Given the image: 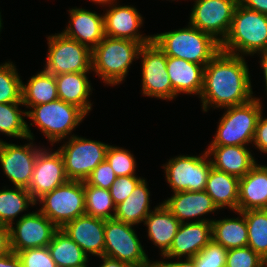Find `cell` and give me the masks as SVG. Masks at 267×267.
<instances>
[{
    "instance_id": "cell-1",
    "label": "cell",
    "mask_w": 267,
    "mask_h": 267,
    "mask_svg": "<svg viewBox=\"0 0 267 267\" xmlns=\"http://www.w3.org/2000/svg\"><path fill=\"white\" fill-rule=\"evenodd\" d=\"M244 56L220 52L205 66L199 96L202 113L242 105L254 98L250 69Z\"/></svg>"
},
{
    "instance_id": "cell-2",
    "label": "cell",
    "mask_w": 267,
    "mask_h": 267,
    "mask_svg": "<svg viewBox=\"0 0 267 267\" xmlns=\"http://www.w3.org/2000/svg\"><path fill=\"white\" fill-rule=\"evenodd\" d=\"M86 116L79 107L60 99L35 105L26 112L27 119L33 121L29 122L30 125L27 123L28 136L36 139L30 128L35 125L53 147L54 144L76 135L73 131H76V127L78 128Z\"/></svg>"
},
{
    "instance_id": "cell-3",
    "label": "cell",
    "mask_w": 267,
    "mask_h": 267,
    "mask_svg": "<svg viewBox=\"0 0 267 267\" xmlns=\"http://www.w3.org/2000/svg\"><path fill=\"white\" fill-rule=\"evenodd\" d=\"M221 51L251 57L267 50V15L238 3Z\"/></svg>"
},
{
    "instance_id": "cell-4",
    "label": "cell",
    "mask_w": 267,
    "mask_h": 267,
    "mask_svg": "<svg viewBox=\"0 0 267 267\" xmlns=\"http://www.w3.org/2000/svg\"><path fill=\"white\" fill-rule=\"evenodd\" d=\"M153 41L166 56L178 57L206 66L219 52L220 43L211 35L188 25L170 31L154 33Z\"/></svg>"
},
{
    "instance_id": "cell-5",
    "label": "cell",
    "mask_w": 267,
    "mask_h": 267,
    "mask_svg": "<svg viewBox=\"0 0 267 267\" xmlns=\"http://www.w3.org/2000/svg\"><path fill=\"white\" fill-rule=\"evenodd\" d=\"M142 46L139 42L105 36L92 50L93 76H98L105 87L122 84Z\"/></svg>"
},
{
    "instance_id": "cell-6",
    "label": "cell",
    "mask_w": 267,
    "mask_h": 267,
    "mask_svg": "<svg viewBox=\"0 0 267 267\" xmlns=\"http://www.w3.org/2000/svg\"><path fill=\"white\" fill-rule=\"evenodd\" d=\"M263 105L262 98L254 95L245 104L223 108V115L216 122L215 136L207 146L251 147L257 120L265 109Z\"/></svg>"
},
{
    "instance_id": "cell-7",
    "label": "cell",
    "mask_w": 267,
    "mask_h": 267,
    "mask_svg": "<svg viewBox=\"0 0 267 267\" xmlns=\"http://www.w3.org/2000/svg\"><path fill=\"white\" fill-rule=\"evenodd\" d=\"M47 54L43 69L56 76L63 73L92 72V50L60 33L46 35Z\"/></svg>"
},
{
    "instance_id": "cell-8",
    "label": "cell",
    "mask_w": 267,
    "mask_h": 267,
    "mask_svg": "<svg viewBox=\"0 0 267 267\" xmlns=\"http://www.w3.org/2000/svg\"><path fill=\"white\" fill-rule=\"evenodd\" d=\"M62 143L57 149L63 157L68 180L82 182L106 159V152L110 145L77 134L63 140Z\"/></svg>"
},
{
    "instance_id": "cell-9",
    "label": "cell",
    "mask_w": 267,
    "mask_h": 267,
    "mask_svg": "<svg viewBox=\"0 0 267 267\" xmlns=\"http://www.w3.org/2000/svg\"><path fill=\"white\" fill-rule=\"evenodd\" d=\"M37 208L58 228L76 219L85 212L84 182L68 180L51 192L44 194L36 202Z\"/></svg>"
},
{
    "instance_id": "cell-10",
    "label": "cell",
    "mask_w": 267,
    "mask_h": 267,
    "mask_svg": "<svg viewBox=\"0 0 267 267\" xmlns=\"http://www.w3.org/2000/svg\"><path fill=\"white\" fill-rule=\"evenodd\" d=\"M201 152L199 155L180 154L170 157L161 165L171 192L205 190L212 164L206 150Z\"/></svg>"
},
{
    "instance_id": "cell-11",
    "label": "cell",
    "mask_w": 267,
    "mask_h": 267,
    "mask_svg": "<svg viewBox=\"0 0 267 267\" xmlns=\"http://www.w3.org/2000/svg\"><path fill=\"white\" fill-rule=\"evenodd\" d=\"M134 225L115 219L105 220L104 256L127 263L132 267H150L151 261L138 238Z\"/></svg>"
},
{
    "instance_id": "cell-12",
    "label": "cell",
    "mask_w": 267,
    "mask_h": 267,
    "mask_svg": "<svg viewBox=\"0 0 267 267\" xmlns=\"http://www.w3.org/2000/svg\"><path fill=\"white\" fill-rule=\"evenodd\" d=\"M141 61V94L162 100L172 101V84L167 73V56L154 42L143 45L139 51Z\"/></svg>"
},
{
    "instance_id": "cell-13",
    "label": "cell",
    "mask_w": 267,
    "mask_h": 267,
    "mask_svg": "<svg viewBox=\"0 0 267 267\" xmlns=\"http://www.w3.org/2000/svg\"><path fill=\"white\" fill-rule=\"evenodd\" d=\"M193 2L188 23L211 35L221 44L229 32L239 0H193Z\"/></svg>"
},
{
    "instance_id": "cell-14",
    "label": "cell",
    "mask_w": 267,
    "mask_h": 267,
    "mask_svg": "<svg viewBox=\"0 0 267 267\" xmlns=\"http://www.w3.org/2000/svg\"><path fill=\"white\" fill-rule=\"evenodd\" d=\"M26 140L27 143L18 145L0 139V167L13 187L27 189L32 179L38 152L44 145L35 144L32 138Z\"/></svg>"
},
{
    "instance_id": "cell-15",
    "label": "cell",
    "mask_w": 267,
    "mask_h": 267,
    "mask_svg": "<svg viewBox=\"0 0 267 267\" xmlns=\"http://www.w3.org/2000/svg\"><path fill=\"white\" fill-rule=\"evenodd\" d=\"M36 210L29 211L28 214L8 227L10 248L14 253L29 248L48 246L55 232L59 229L37 209V206Z\"/></svg>"
},
{
    "instance_id": "cell-16",
    "label": "cell",
    "mask_w": 267,
    "mask_h": 267,
    "mask_svg": "<svg viewBox=\"0 0 267 267\" xmlns=\"http://www.w3.org/2000/svg\"><path fill=\"white\" fill-rule=\"evenodd\" d=\"M120 1L102 8L104 15L105 36L126 39L146 45L153 41V35H145L140 30L144 16L133 5H120ZM105 9V11H104Z\"/></svg>"
},
{
    "instance_id": "cell-17",
    "label": "cell",
    "mask_w": 267,
    "mask_h": 267,
    "mask_svg": "<svg viewBox=\"0 0 267 267\" xmlns=\"http://www.w3.org/2000/svg\"><path fill=\"white\" fill-rule=\"evenodd\" d=\"M68 181L64 160L58 149L43 147L35 160L31 182L27 188L36 202L44 194Z\"/></svg>"
},
{
    "instance_id": "cell-18",
    "label": "cell",
    "mask_w": 267,
    "mask_h": 267,
    "mask_svg": "<svg viewBox=\"0 0 267 267\" xmlns=\"http://www.w3.org/2000/svg\"><path fill=\"white\" fill-rule=\"evenodd\" d=\"M172 194L162 203L180 223L212 222L214 217L209 218L208 215H215L220 211L205 190L179 191Z\"/></svg>"
},
{
    "instance_id": "cell-19",
    "label": "cell",
    "mask_w": 267,
    "mask_h": 267,
    "mask_svg": "<svg viewBox=\"0 0 267 267\" xmlns=\"http://www.w3.org/2000/svg\"><path fill=\"white\" fill-rule=\"evenodd\" d=\"M69 20L62 34L93 50L105 37L104 15L84 7L67 10Z\"/></svg>"
},
{
    "instance_id": "cell-20",
    "label": "cell",
    "mask_w": 267,
    "mask_h": 267,
    "mask_svg": "<svg viewBox=\"0 0 267 267\" xmlns=\"http://www.w3.org/2000/svg\"><path fill=\"white\" fill-rule=\"evenodd\" d=\"M63 231L89 256L101 257L105 247V220L87 214L67 222Z\"/></svg>"
},
{
    "instance_id": "cell-21",
    "label": "cell",
    "mask_w": 267,
    "mask_h": 267,
    "mask_svg": "<svg viewBox=\"0 0 267 267\" xmlns=\"http://www.w3.org/2000/svg\"><path fill=\"white\" fill-rule=\"evenodd\" d=\"M212 240L211 222L181 223L163 257L193 258Z\"/></svg>"
},
{
    "instance_id": "cell-22",
    "label": "cell",
    "mask_w": 267,
    "mask_h": 267,
    "mask_svg": "<svg viewBox=\"0 0 267 267\" xmlns=\"http://www.w3.org/2000/svg\"><path fill=\"white\" fill-rule=\"evenodd\" d=\"M166 68L172 84V101L182 94L199 98L203 88L205 66L167 56Z\"/></svg>"
},
{
    "instance_id": "cell-23",
    "label": "cell",
    "mask_w": 267,
    "mask_h": 267,
    "mask_svg": "<svg viewBox=\"0 0 267 267\" xmlns=\"http://www.w3.org/2000/svg\"><path fill=\"white\" fill-rule=\"evenodd\" d=\"M205 150L213 168L239 179L258 161L254 151L246 146H207Z\"/></svg>"
},
{
    "instance_id": "cell-24",
    "label": "cell",
    "mask_w": 267,
    "mask_h": 267,
    "mask_svg": "<svg viewBox=\"0 0 267 267\" xmlns=\"http://www.w3.org/2000/svg\"><path fill=\"white\" fill-rule=\"evenodd\" d=\"M267 209V168L257 162L239 179L238 211Z\"/></svg>"
},
{
    "instance_id": "cell-25",
    "label": "cell",
    "mask_w": 267,
    "mask_h": 267,
    "mask_svg": "<svg viewBox=\"0 0 267 267\" xmlns=\"http://www.w3.org/2000/svg\"><path fill=\"white\" fill-rule=\"evenodd\" d=\"M143 224L147 230L145 232L148 240L159 249V255L163 256L169 250L181 223L162 202H159V205L147 215Z\"/></svg>"
},
{
    "instance_id": "cell-26",
    "label": "cell",
    "mask_w": 267,
    "mask_h": 267,
    "mask_svg": "<svg viewBox=\"0 0 267 267\" xmlns=\"http://www.w3.org/2000/svg\"><path fill=\"white\" fill-rule=\"evenodd\" d=\"M89 73L92 72L63 73L55 76L58 99L79 107L87 115L93 110L94 104L90 98L94 88L89 80Z\"/></svg>"
},
{
    "instance_id": "cell-27",
    "label": "cell",
    "mask_w": 267,
    "mask_h": 267,
    "mask_svg": "<svg viewBox=\"0 0 267 267\" xmlns=\"http://www.w3.org/2000/svg\"><path fill=\"white\" fill-rule=\"evenodd\" d=\"M147 178H143L134 188L133 192L120 204L115 206L114 219L120 222L137 226L144 222L147 215L156 206H151L152 196Z\"/></svg>"
},
{
    "instance_id": "cell-28",
    "label": "cell",
    "mask_w": 267,
    "mask_h": 267,
    "mask_svg": "<svg viewBox=\"0 0 267 267\" xmlns=\"http://www.w3.org/2000/svg\"><path fill=\"white\" fill-rule=\"evenodd\" d=\"M239 178L211 168L205 191L219 210L238 211Z\"/></svg>"
},
{
    "instance_id": "cell-29",
    "label": "cell",
    "mask_w": 267,
    "mask_h": 267,
    "mask_svg": "<svg viewBox=\"0 0 267 267\" xmlns=\"http://www.w3.org/2000/svg\"><path fill=\"white\" fill-rule=\"evenodd\" d=\"M237 216L214 218L211 222L212 241L227 250L248 245V229L245 216L240 211H232Z\"/></svg>"
},
{
    "instance_id": "cell-30",
    "label": "cell",
    "mask_w": 267,
    "mask_h": 267,
    "mask_svg": "<svg viewBox=\"0 0 267 267\" xmlns=\"http://www.w3.org/2000/svg\"><path fill=\"white\" fill-rule=\"evenodd\" d=\"M57 83L55 76L43 68L29 77L27 83L22 80V103L26 112L35 105L57 100Z\"/></svg>"
},
{
    "instance_id": "cell-31",
    "label": "cell",
    "mask_w": 267,
    "mask_h": 267,
    "mask_svg": "<svg viewBox=\"0 0 267 267\" xmlns=\"http://www.w3.org/2000/svg\"><path fill=\"white\" fill-rule=\"evenodd\" d=\"M35 206V201L26 188L4 186L3 189H0V225L9 227L28 214L29 208Z\"/></svg>"
},
{
    "instance_id": "cell-32",
    "label": "cell",
    "mask_w": 267,
    "mask_h": 267,
    "mask_svg": "<svg viewBox=\"0 0 267 267\" xmlns=\"http://www.w3.org/2000/svg\"><path fill=\"white\" fill-rule=\"evenodd\" d=\"M51 258L57 267H81L89 265V256L61 228L48 244Z\"/></svg>"
},
{
    "instance_id": "cell-33",
    "label": "cell",
    "mask_w": 267,
    "mask_h": 267,
    "mask_svg": "<svg viewBox=\"0 0 267 267\" xmlns=\"http://www.w3.org/2000/svg\"><path fill=\"white\" fill-rule=\"evenodd\" d=\"M23 103L0 104V134L15 139L29 138L27 132L26 109Z\"/></svg>"
},
{
    "instance_id": "cell-34",
    "label": "cell",
    "mask_w": 267,
    "mask_h": 267,
    "mask_svg": "<svg viewBox=\"0 0 267 267\" xmlns=\"http://www.w3.org/2000/svg\"><path fill=\"white\" fill-rule=\"evenodd\" d=\"M248 229V245L267 261V209L242 211Z\"/></svg>"
},
{
    "instance_id": "cell-35",
    "label": "cell",
    "mask_w": 267,
    "mask_h": 267,
    "mask_svg": "<svg viewBox=\"0 0 267 267\" xmlns=\"http://www.w3.org/2000/svg\"><path fill=\"white\" fill-rule=\"evenodd\" d=\"M85 212L104 220L114 219L115 205L110 191L93 185H84Z\"/></svg>"
},
{
    "instance_id": "cell-36",
    "label": "cell",
    "mask_w": 267,
    "mask_h": 267,
    "mask_svg": "<svg viewBox=\"0 0 267 267\" xmlns=\"http://www.w3.org/2000/svg\"><path fill=\"white\" fill-rule=\"evenodd\" d=\"M11 60L0 64V104L22 103V76Z\"/></svg>"
},
{
    "instance_id": "cell-37",
    "label": "cell",
    "mask_w": 267,
    "mask_h": 267,
    "mask_svg": "<svg viewBox=\"0 0 267 267\" xmlns=\"http://www.w3.org/2000/svg\"><path fill=\"white\" fill-rule=\"evenodd\" d=\"M106 161L117 177L138 176L136 156L131 153V150L110 144L106 152Z\"/></svg>"
},
{
    "instance_id": "cell-38",
    "label": "cell",
    "mask_w": 267,
    "mask_h": 267,
    "mask_svg": "<svg viewBox=\"0 0 267 267\" xmlns=\"http://www.w3.org/2000/svg\"><path fill=\"white\" fill-rule=\"evenodd\" d=\"M226 256L227 249L211 240L192 259L196 267H225Z\"/></svg>"
},
{
    "instance_id": "cell-39",
    "label": "cell",
    "mask_w": 267,
    "mask_h": 267,
    "mask_svg": "<svg viewBox=\"0 0 267 267\" xmlns=\"http://www.w3.org/2000/svg\"><path fill=\"white\" fill-rule=\"evenodd\" d=\"M267 261L249 246L227 250L225 267H263Z\"/></svg>"
},
{
    "instance_id": "cell-40",
    "label": "cell",
    "mask_w": 267,
    "mask_h": 267,
    "mask_svg": "<svg viewBox=\"0 0 267 267\" xmlns=\"http://www.w3.org/2000/svg\"><path fill=\"white\" fill-rule=\"evenodd\" d=\"M22 267H57L48 247L29 248L17 253Z\"/></svg>"
},
{
    "instance_id": "cell-41",
    "label": "cell",
    "mask_w": 267,
    "mask_h": 267,
    "mask_svg": "<svg viewBox=\"0 0 267 267\" xmlns=\"http://www.w3.org/2000/svg\"><path fill=\"white\" fill-rule=\"evenodd\" d=\"M143 178L142 176H118L109 189L114 205L122 203Z\"/></svg>"
},
{
    "instance_id": "cell-42",
    "label": "cell",
    "mask_w": 267,
    "mask_h": 267,
    "mask_svg": "<svg viewBox=\"0 0 267 267\" xmlns=\"http://www.w3.org/2000/svg\"><path fill=\"white\" fill-rule=\"evenodd\" d=\"M117 179L113 169L106 159L101 162L84 181V185H93L109 190Z\"/></svg>"
},
{
    "instance_id": "cell-43",
    "label": "cell",
    "mask_w": 267,
    "mask_h": 267,
    "mask_svg": "<svg viewBox=\"0 0 267 267\" xmlns=\"http://www.w3.org/2000/svg\"><path fill=\"white\" fill-rule=\"evenodd\" d=\"M264 111L260 114L255 134L252 142V147H254L258 152L260 151L267 156V117L263 114Z\"/></svg>"
},
{
    "instance_id": "cell-44",
    "label": "cell",
    "mask_w": 267,
    "mask_h": 267,
    "mask_svg": "<svg viewBox=\"0 0 267 267\" xmlns=\"http://www.w3.org/2000/svg\"><path fill=\"white\" fill-rule=\"evenodd\" d=\"M160 258L162 259H159V261L157 259H153L151 261L150 267H196L195 262L192 258L172 259L163 256H161Z\"/></svg>"
},
{
    "instance_id": "cell-45",
    "label": "cell",
    "mask_w": 267,
    "mask_h": 267,
    "mask_svg": "<svg viewBox=\"0 0 267 267\" xmlns=\"http://www.w3.org/2000/svg\"><path fill=\"white\" fill-rule=\"evenodd\" d=\"M11 251L9 228L5 225H0V257Z\"/></svg>"
},
{
    "instance_id": "cell-46",
    "label": "cell",
    "mask_w": 267,
    "mask_h": 267,
    "mask_svg": "<svg viewBox=\"0 0 267 267\" xmlns=\"http://www.w3.org/2000/svg\"><path fill=\"white\" fill-rule=\"evenodd\" d=\"M248 9L267 15V0H239Z\"/></svg>"
},
{
    "instance_id": "cell-47",
    "label": "cell",
    "mask_w": 267,
    "mask_h": 267,
    "mask_svg": "<svg viewBox=\"0 0 267 267\" xmlns=\"http://www.w3.org/2000/svg\"><path fill=\"white\" fill-rule=\"evenodd\" d=\"M0 267H22V263L17 253L10 251L0 257Z\"/></svg>"
},
{
    "instance_id": "cell-48",
    "label": "cell",
    "mask_w": 267,
    "mask_h": 267,
    "mask_svg": "<svg viewBox=\"0 0 267 267\" xmlns=\"http://www.w3.org/2000/svg\"><path fill=\"white\" fill-rule=\"evenodd\" d=\"M259 57L260 60H258V63L260 64V68L262 70V76L264 77L263 81L265 83L264 87H265V94L267 95V50L259 52L258 54L254 55ZM267 97V96H265Z\"/></svg>"
},
{
    "instance_id": "cell-49",
    "label": "cell",
    "mask_w": 267,
    "mask_h": 267,
    "mask_svg": "<svg viewBox=\"0 0 267 267\" xmlns=\"http://www.w3.org/2000/svg\"><path fill=\"white\" fill-rule=\"evenodd\" d=\"M98 258L99 260L101 258L100 262H102L98 267H132L131 265L127 263L121 262L119 260L104 256V255Z\"/></svg>"
},
{
    "instance_id": "cell-50",
    "label": "cell",
    "mask_w": 267,
    "mask_h": 267,
    "mask_svg": "<svg viewBox=\"0 0 267 267\" xmlns=\"http://www.w3.org/2000/svg\"><path fill=\"white\" fill-rule=\"evenodd\" d=\"M89 1L92 2V4L94 3V5L106 8L112 5L113 3L118 2L119 0H89Z\"/></svg>"
},
{
    "instance_id": "cell-51",
    "label": "cell",
    "mask_w": 267,
    "mask_h": 267,
    "mask_svg": "<svg viewBox=\"0 0 267 267\" xmlns=\"http://www.w3.org/2000/svg\"><path fill=\"white\" fill-rule=\"evenodd\" d=\"M1 10V9H0ZM3 18H2V15H1V11H0V35H1V32H2V29H3ZM1 39V38H0Z\"/></svg>"
},
{
    "instance_id": "cell-52",
    "label": "cell",
    "mask_w": 267,
    "mask_h": 267,
    "mask_svg": "<svg viewBox=\"0 0 267 267\" xmlns=\"http://www.w3.org/2000/svg\"><path fill=\"white\" fill-rule=\"evenodd\" d=\"M163 1V0H162ZM166 1H169V2H172V1H180V0H166ZM184 1H186V0H184Z\"/></svg>"
}]
</instances>
